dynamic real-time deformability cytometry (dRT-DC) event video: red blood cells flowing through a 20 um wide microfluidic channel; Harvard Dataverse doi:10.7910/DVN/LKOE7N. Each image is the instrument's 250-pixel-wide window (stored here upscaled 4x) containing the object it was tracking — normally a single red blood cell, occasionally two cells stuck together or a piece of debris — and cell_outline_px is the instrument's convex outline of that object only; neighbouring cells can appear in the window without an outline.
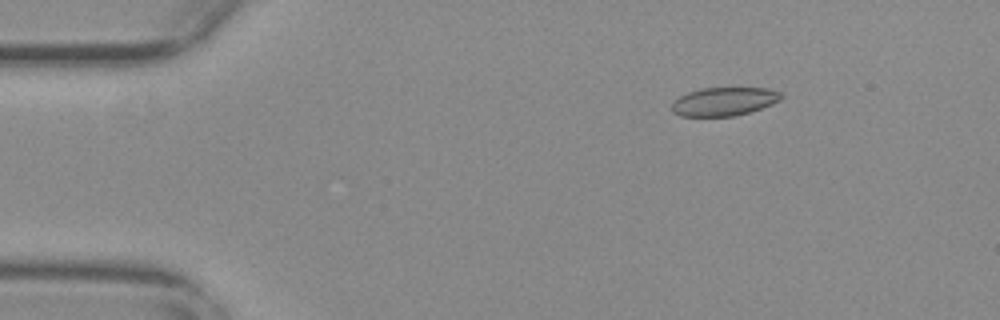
{"species": "common noctule bat (a hibernating species)", "species_latin": "Nyctalus noctula", "temperature_condition": "warm", "stored_images_in_passage": 56, "camera_frame_rate_fps": 3000, "um_per_image_px": 0.085, "animal": {"sex": "female", "body_mass_g": 29.2, "forearm_length_mm": 56.3}, "frame": {"image": 1, "passage_image": 9, "time_ms": 2.667, "image_size_px": [1000, 320], "cell_outline_px": [[784, 96], [780, 100], [772, 104], [748, 112], [732, 116], [680, 116], [672, 112], [672, 100], [688, 92], [700, 88], [768, 88], [780, 92]], "centroid_in_image_um": [61.52, 8.62], "position_along_channel_um": 23.5, "area_um2": 18.15}}
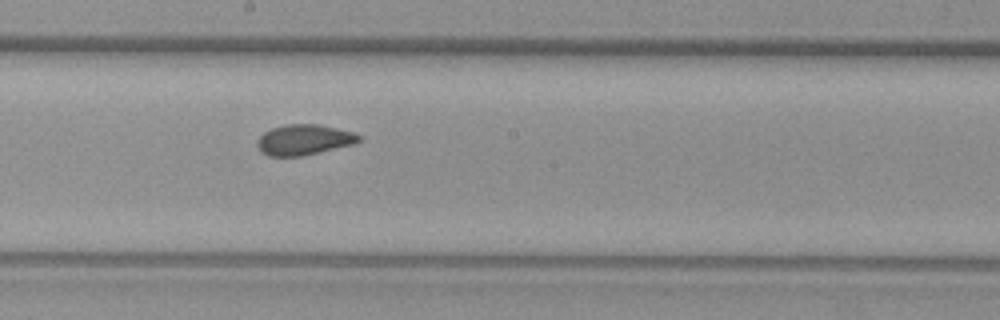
{"frame": {"image": 2, "passage_image": 31, "time_ms": 10.0, "image_size_px": [1000, 320], "cell_outline_px": [[360, 140], [352, 144], [300, 156], [268, 156], [260, 152], [256, 144], [256, 140], [264, 132], [272, 128], [284, 124], [320, 124], [352, 132], [360, 136]], "centroid_in_image_um": [25.76, 11.87], "position_along_channel_um": 222.4, "area_um2": 17.92}}
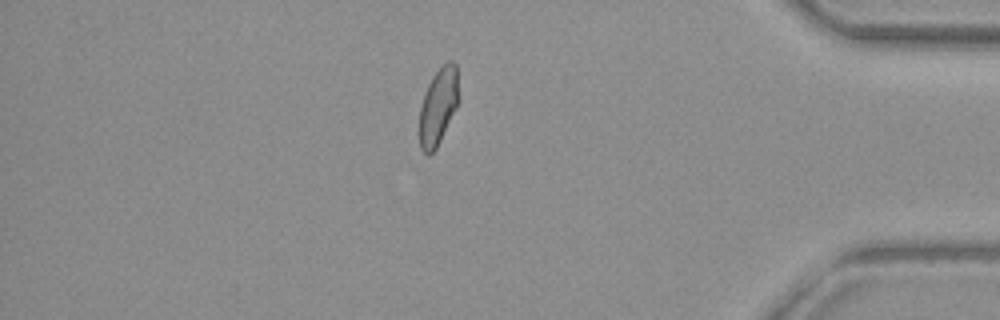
{"frame": {"image": 3, "passage_image": 48, "time_ms": 15.667, "image_size_px": [1000, 320], "cell_outline_px": [[460, 100], [436, 148], [428, 156], [420, 148], [420, 108], [424, 92], [432, 76], [440, 64], [448, 60], [452, 60], [456, 64]], "centroid_in_image_um": [37.27, 8.96], "position_along_channel_um": 397.9, "area_um2": 17.8}, "authors_computed_cell_mechanics": {"area_um2": 18.5827, "velocity_mm_per_s": 3.7662, "shape_relaxation_time_tau1_ms": 5.838, "shape_relaxation_time_tau2_ms": 1.197, "deformation_change_tau1": 0.1164, "deformation_change_tau2": 0.0551}}